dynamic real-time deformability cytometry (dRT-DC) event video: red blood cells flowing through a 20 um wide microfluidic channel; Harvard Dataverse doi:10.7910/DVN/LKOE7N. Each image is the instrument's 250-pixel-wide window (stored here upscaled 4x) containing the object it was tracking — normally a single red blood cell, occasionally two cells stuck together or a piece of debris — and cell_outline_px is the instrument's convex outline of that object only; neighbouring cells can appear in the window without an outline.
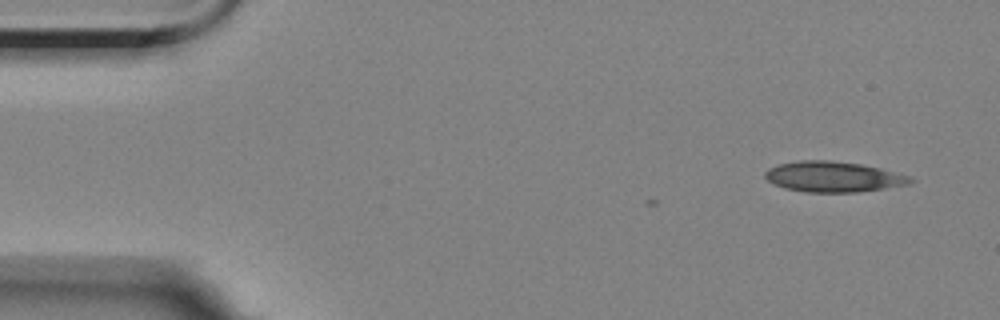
{"species": "Egyptian fruit bat (a non-hibernating species)", "species_latin": "Rousettus aegyptiacus", "temperature_condition": "room temperature", "stored_images_in_passage": 3, "camera_frame_rate_fps": 3000, "um_per_image_px": 0.085, "animal": {"sex": "female"}, "frame": {"image": 1, "passage_image": 1, "time_ms": 0.0, "image_size_px": [1000, 320], "cell_outline_px": [[916, 180], [908, 184], [884, 188], [856, 192], [808, 192], [784, 188], [768, 180], [764, 176], [764, 172], [768, 168], [780, 164], [800, 160], [828, 160], [860, 164], [880, 168], [912, 176]], "centroid_in_image_um": [70.85, 15.02], "position_along_channel_um": 14.2, "area_um2": 25.72}}